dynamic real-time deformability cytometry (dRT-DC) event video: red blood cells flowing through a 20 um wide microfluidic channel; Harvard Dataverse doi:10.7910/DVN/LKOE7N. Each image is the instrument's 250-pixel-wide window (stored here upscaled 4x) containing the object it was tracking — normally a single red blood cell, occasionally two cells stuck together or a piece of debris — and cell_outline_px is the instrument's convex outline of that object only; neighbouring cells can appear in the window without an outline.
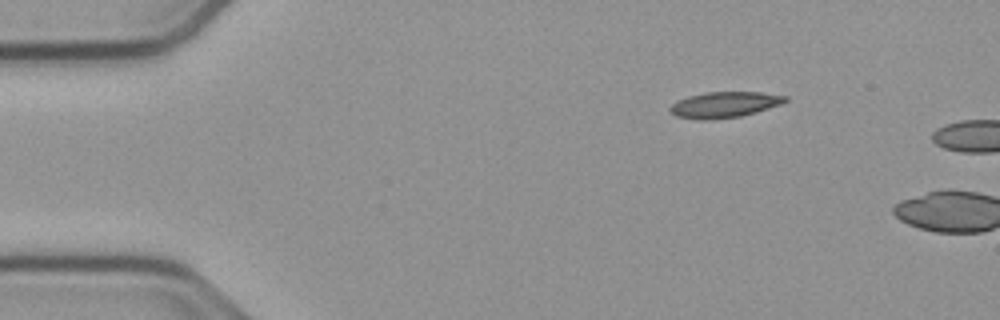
{"species": "common noctule bat (a hibernating species)", "species_latin": "Nyctalus noctula", "temperature_condition": "cold", "stored_images_in_passage": 4, "camera_frame_rate_fps": 3000, "um_per_image_px": 0.085, "animal": {"sex": "male", "body_mass_g": 23.1, "forearm_length_mm": 52.7}, "frame": {"image": 1, "passage_image": 1, "time_ms": 0.0, "image_size_px": [1000, 320], "cell_outline_px": [[788, 100], [780, 104], [756, 112], [740, 116], [704, 120], [700, 120], [676, 116], [668, 112], [668, 108], [676, 100], [688, 96], [708, 92], [760, 92], [788, 96]], "centroid_in_image_um": [61.53, 8.89], "position_along_channel_um": 23.5, "area_um2": 17.34}}